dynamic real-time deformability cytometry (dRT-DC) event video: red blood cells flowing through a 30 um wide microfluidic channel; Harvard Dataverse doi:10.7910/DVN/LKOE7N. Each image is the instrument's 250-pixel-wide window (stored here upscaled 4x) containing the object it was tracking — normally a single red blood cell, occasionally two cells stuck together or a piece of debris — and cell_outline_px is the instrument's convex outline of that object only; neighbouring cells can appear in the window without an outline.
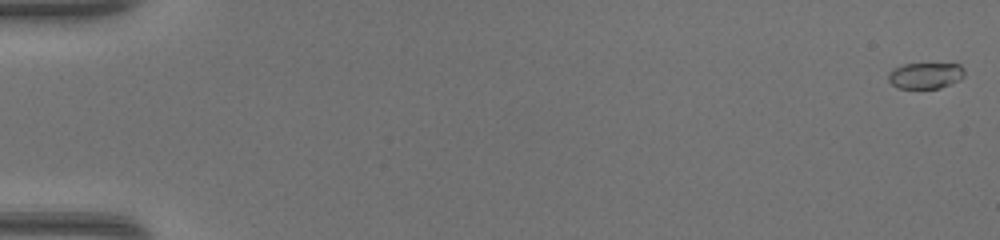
{"species": "common noctule bat (a hibernating species)", "species_latin": "Nyctalus noctula", "temperature_condition": "warm", "stored_images_in_passage": 49, "camera_frame_rate_fps": 3000, "um_per_image_px": 0.085, "animal": {"sex": "female", "body_mass_g": 17.0, "forearm_length_mm": 48.0}, "frame": {"image": 1, "passage_image": 1, "time_ms": 0.0, "image_size_px": [1000, 240], "cell_outline_px": [[964, 76], [960, 80], [940, 88], [896, 88], [888, 80], [888, 72], [892, 68], [904, 64], [960, 64], [964, 68]], "centroid_in_image_um": [78.65, 6.42], "position_along_channel_um": 6.4, "area_um2": 11.68}}
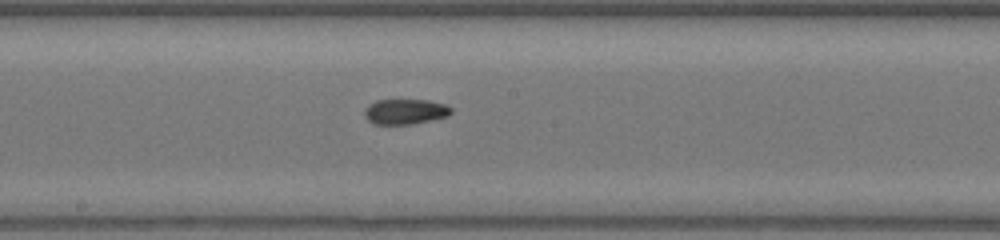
{"frame": {"image": 2, "passage_image": 28, "time_ms": 9.0, "image_size_px": [1000, 240], "cell_outline_px": [[452, 112], [448, 116], [412, 124], [372, 124], [364, 116], [364, 108], [368, 104], [376, 100], [428, 100], [444, 104], [452, 108]], "centroid_in_image_um": [34.41, 9.48], "position_along_channel_um": 213.8, "area_um2": 12.83}}
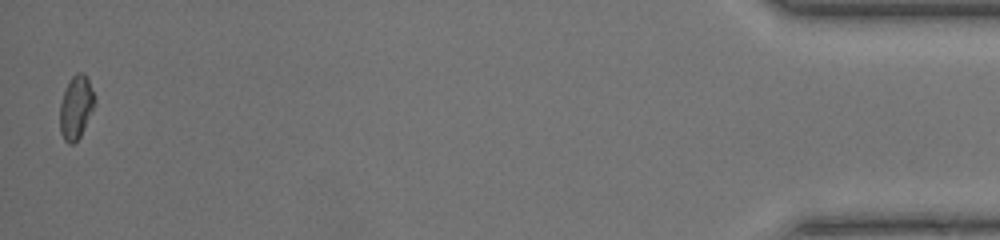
{"frame": {"image": 3, "passage_image": 49, "time_ms": 16.0, "image_size_px": [1000, 240], "cell_outline_px": [[96, 104], [80, 136], [72, 144], [68, 144], [64, 140], [60, 132], [60, 104], [68, 80], [76, 72], [84, 72], [88, 80], [96, 100]], "centroid_in_image_um": [6.46, 9.11], "position_along_channel_um": 428.7, "area_um2": 12.89}, "authors_computed_cell_mechanics": {"area_um2": 12.6004, "velocity_mm_per_s": 4.3612, "shape_relaxation_time_tau1_ms": null, "shape_relaxation_time_tau2_ms": 1.5944, "deformation_change_tau1": null, "deformation_change_tau2": 0.0644}}